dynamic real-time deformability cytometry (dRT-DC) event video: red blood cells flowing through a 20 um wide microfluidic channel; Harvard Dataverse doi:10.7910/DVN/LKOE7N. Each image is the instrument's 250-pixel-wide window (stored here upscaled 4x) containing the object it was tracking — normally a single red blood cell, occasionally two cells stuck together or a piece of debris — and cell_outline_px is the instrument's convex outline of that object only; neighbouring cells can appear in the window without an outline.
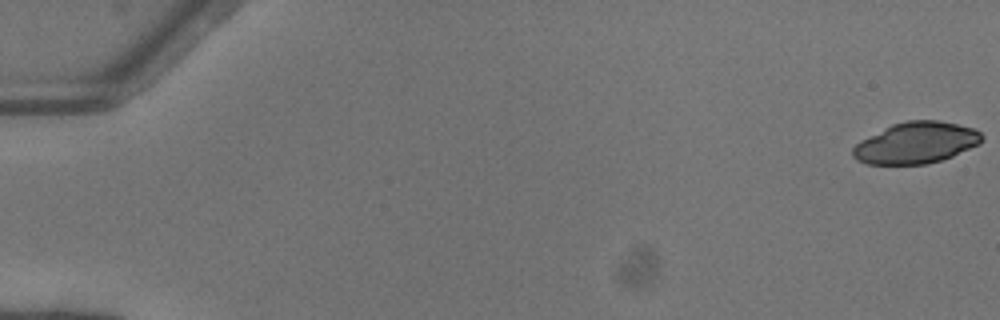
{"species": "common noctule bat (a hibernating species)", "species_latin": "Nyctalus noctula", "temperature_condition": "warm", "stored_images_in_passage": 51, "camera_frame_rate_fps": 3000, "um_per_image_px": 0.085, "animal": {"sex": "female"}, "frame": {"image": 1, "passage_image": 1, "time_ms": 0.0, "image_size_px": [1000, 320], "cell_outline_px": [[984, 140], [980, 144], [952, 156], [928, 164], [868, 164], [856, 160], [852, 156], [852, 148], [860, 140], [892, 124], [908, 120], [936, 120], [956, 124], [972, 128], [980, 132], [984, 136]], "centroid_in_image_um": [77.86, 12.14], "position_along_channel_um": 7.1, "area_um2": 31.1}}